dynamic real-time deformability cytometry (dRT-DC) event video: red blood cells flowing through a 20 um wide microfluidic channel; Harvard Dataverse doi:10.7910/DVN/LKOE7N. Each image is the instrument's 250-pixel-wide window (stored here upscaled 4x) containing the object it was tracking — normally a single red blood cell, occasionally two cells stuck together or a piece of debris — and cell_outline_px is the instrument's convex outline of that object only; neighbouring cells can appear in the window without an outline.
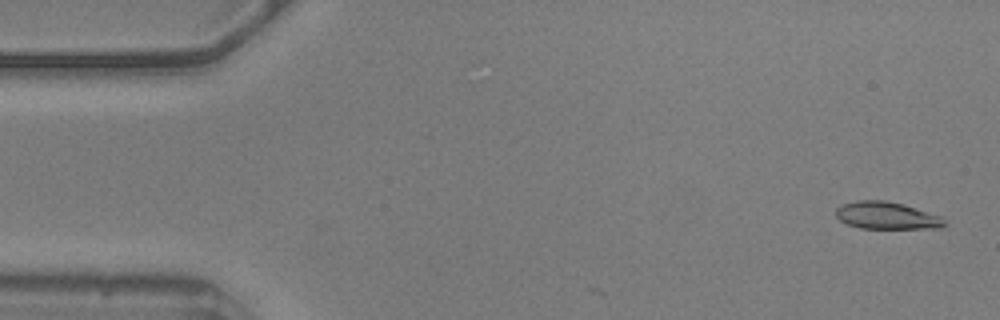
{"species": "common noctule bat (a hibernating species)", "species_latin": "Nyctalus noctula", "temperature_condition": "warm", "stored_images_in_passage": 2, "camera_frame_rate_fps": 3000, "um_per_image_px": 0.085, "animal": {"sex": "male", "body_mass_g": 20.5, "forearm_length_mm": 52.5}, "frame": {"image": 1, "passage_image": 2, "time_ms": 0.333, "image_size_px": [1000, 320], "cell_outline_px": [[948, 224], [940, 228], [860, 228], [848, 224], [840, 220], [836, 216], [836, 208], [844, 204], [856, 200], [884, 200], [904, 204], [940, 216]], "centroid_in_image_um": [75.37, 18.32], "position_along_channel_um": 9.6, "area_um2": 17.17}}